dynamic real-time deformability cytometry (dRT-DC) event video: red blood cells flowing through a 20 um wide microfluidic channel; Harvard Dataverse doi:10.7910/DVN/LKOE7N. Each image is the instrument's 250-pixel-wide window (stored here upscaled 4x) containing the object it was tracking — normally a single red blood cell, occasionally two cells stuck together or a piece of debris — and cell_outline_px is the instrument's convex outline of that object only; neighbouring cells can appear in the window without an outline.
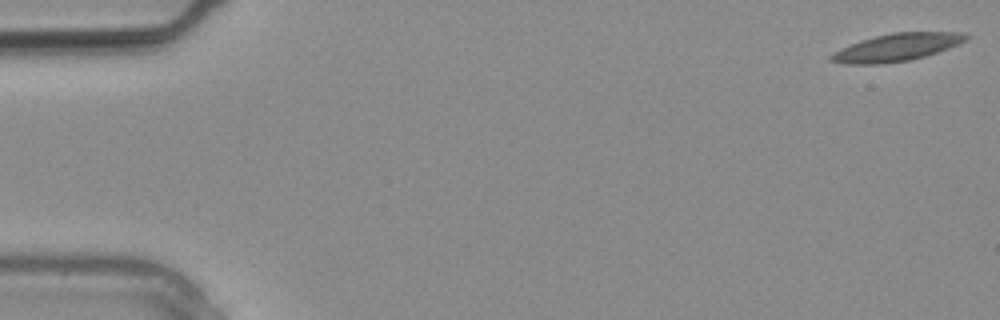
{"species": "common noctule bat (a hibernating species)", "species_latin": "Nyctalus noctula", "temperature_condition": "warm", "stored_images_in_passage": 9, "camera_frame_rate_fps": 3000, "um_per_image_px": 0.085, "animal": {"sex": "male", "body_mass_g": 20.4}, "frame": {"image": 1, "passage_image": 1, "time_ms": 0.0, "image_size_px": [1000, 320], "cell_outline_px": [[968, 40], [960, 44], [912, 60], [880, 64], [844, 64], [828, 60], [828, 56], [832, 52], [860, 40], [892, 32], [964, 32], [968, 36]], "centroid_in_image_um": [76.2, 4.03], "position_along_channel_um": 8.8, "area_um2": 21.79}}
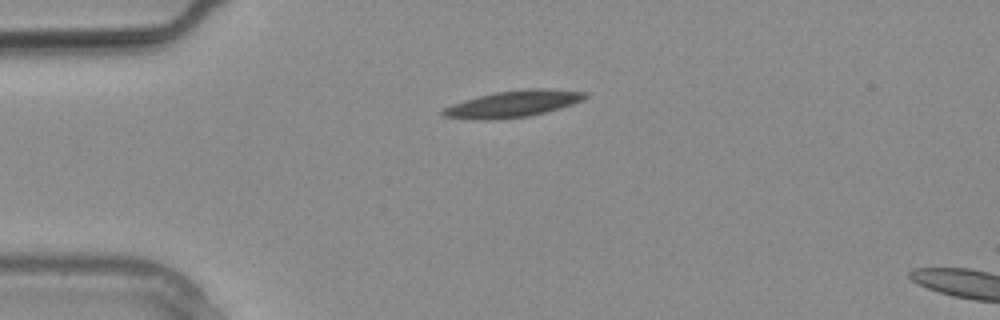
{"frame": {"image": 2, "passage_image": 7, "time_ms": 2.0, "image_size_px": [1000, 320], "cell_outline_px": [[588, 96], [584, 100], [560, 108], [528, 116], [496, 120], [476, 120], [444, 116], [440, 112], [444, 108], [452, 104], [464, 100], [496, 92], [528, 88], [544, 88], [588, 92]], "centroid_in_image_um": [43.63, 8.83], "position_along_channel_um": 41.4, "area_um2": 22.02}}